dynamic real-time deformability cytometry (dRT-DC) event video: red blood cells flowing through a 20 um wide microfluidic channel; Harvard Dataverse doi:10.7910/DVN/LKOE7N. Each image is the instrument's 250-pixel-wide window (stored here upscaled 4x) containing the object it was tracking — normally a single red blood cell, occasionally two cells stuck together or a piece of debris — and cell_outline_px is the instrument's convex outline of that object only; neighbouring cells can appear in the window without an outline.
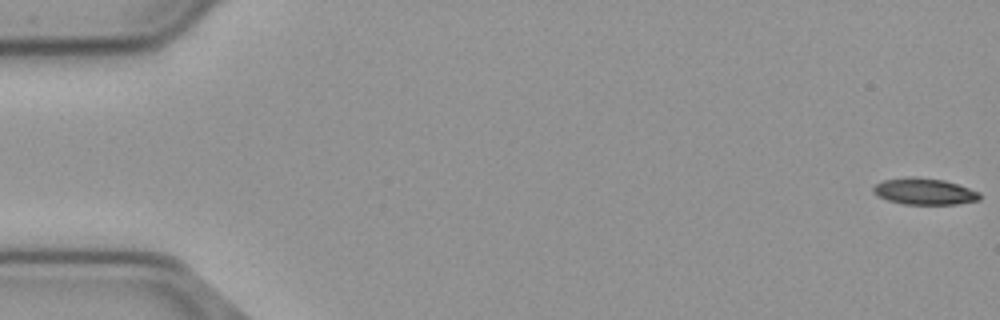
{"species": "common noctule bat (a hibernating species)", "species_latin": "Nyctalus noctula", "temperature_condition": "cold", "stored_images_in_passage": 2, "camera_frame_rate_fps": 3000, "um_per_image_px": 0.085, "animal": {"sex": "male", "body_mass_g": 23.1, "forearm_length_mm": 52.7}, "frame": {"image": 1, "passage_image": 1, "time_ms": 0.0, "image_size_px": [1000, 320], "cell_outline_px": [[980, 200], [956, 204], [904, 204], [888, 200], [876, 196], [872, 192], [872, 188], [876, 184], [884, 180], [908, 176], [912, 176], [944, 180], [980, 192]], "centroid_in_image_um": [78.54, 16.27], "position_along_channel_um": 6.5, "area_um2": 16.42}}